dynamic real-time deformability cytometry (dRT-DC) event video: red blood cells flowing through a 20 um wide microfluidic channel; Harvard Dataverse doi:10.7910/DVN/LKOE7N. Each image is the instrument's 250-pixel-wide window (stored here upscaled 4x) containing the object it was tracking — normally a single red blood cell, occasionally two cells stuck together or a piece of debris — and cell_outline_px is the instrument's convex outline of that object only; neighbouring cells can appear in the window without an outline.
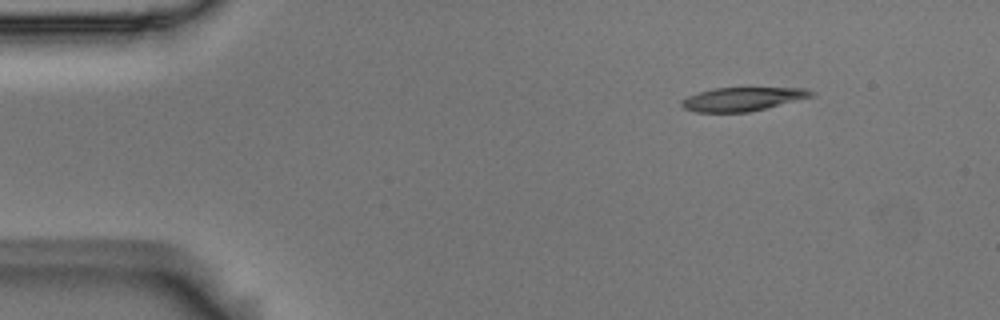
{"species": "Egyptian fruit bat (a non-hibernating species)", "species_latin": "Rousettus aegyptiacus", "temperature_condition": "room temperature", "stored_images_in_passage": 48, "camera_frame_rate_fps": 3000, "um_per_image_px": 0.085, "animal": {"sex": "male"}, "frame": {"image": 1, "passage_image": 1, "time_ms": 0.0, "image_size_px": [1000, 320], "cell_outline_px": [[816, 96], [748, 112], [696, 112], [684, 108], [680, 104], [680, 100], [688, 96], [712, 88], [804, 88], [816, 92]], "centroid_in_image_um": [63.13, 8.42], "position_along_channel_um": 21.9, "area_um2": 17.86}}
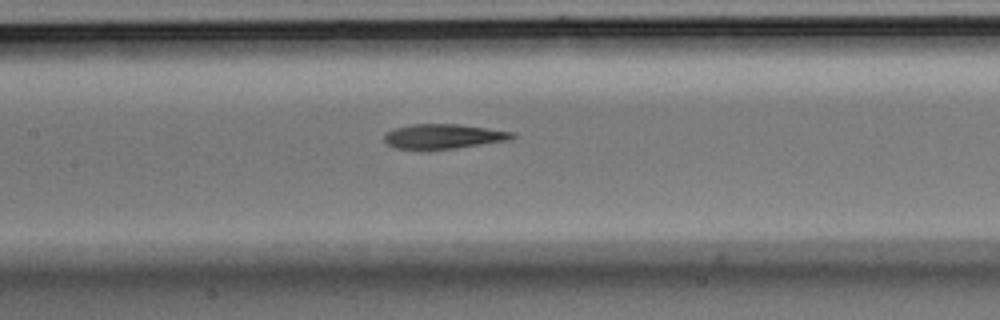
{"frame": {"image": 2, "passage_image": 19, "time_ms": 6.0, "image_size_px": [1000, 320], "cell_outline_px": [[516, 136], [508, 140], [452, 148], [396, 148], [388, 144], [384, 140], [384, 132], [396, 128], [412, 124], [460, 124], [516, 132]], "centroid_in_image_um": [37.71, 11.56], "position_along_channel_um": 169.7, "area_um2": 18.03}}
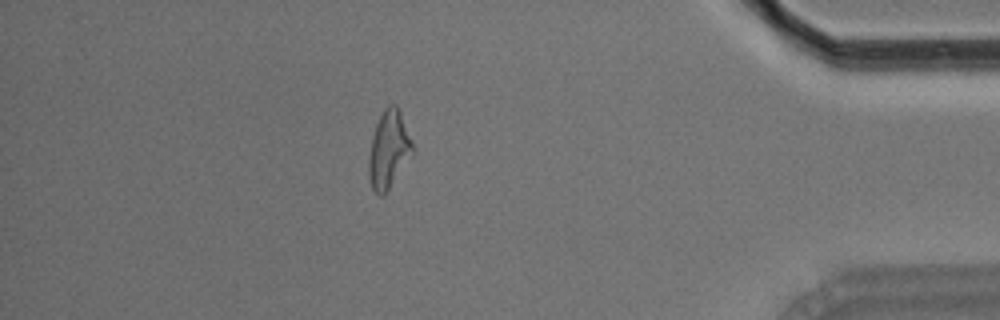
{"frame": {"image": 3, "passage_image": 41, "time_ms": 13.333, "image_size_px": [1000, 320], "cell_outline_px": [[412, 156], [384, 196], [380, 196], [372, 188], [368, 172], [368, 160], [372, 136], [376, 124], [384, 108], [388, 104], [396, 104], [400, 112], [412, 144]], "centroid_in_image_um": [33.02, 12.74], "position_along_channel_um": 402.2, "area_um2": 19.54}, "authors_computed_cell_mechanics": {"area_um2": 19.0451, "velocity_mm_per_s": 3.7348, "shape_relaxation_time_tau1_ms": null, "shape_relaxation_time_tau2_ms": 3.6005, "deformation_change_tau1": null, "deformation_change_tau2": 0.1325}}